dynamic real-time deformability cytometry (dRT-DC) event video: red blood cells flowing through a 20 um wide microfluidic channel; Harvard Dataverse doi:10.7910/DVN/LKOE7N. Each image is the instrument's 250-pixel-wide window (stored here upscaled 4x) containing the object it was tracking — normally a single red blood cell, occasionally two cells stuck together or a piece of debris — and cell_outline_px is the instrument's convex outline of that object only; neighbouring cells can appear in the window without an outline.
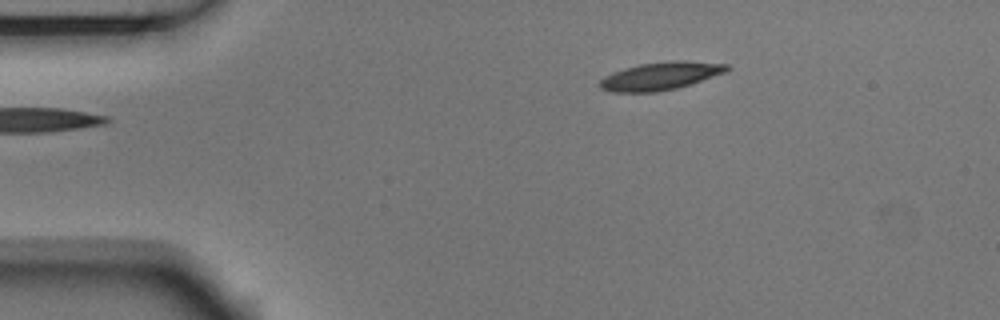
{"species": "Egyptian fruit bat (a non-hibernating species)", "species_latin": "Rousettus aegyptiacus", "temperature_condition": "room temperature", "stored_images_in_passage": 4, "camera_frame_rate_fps": 3000, "um_per_image_px": 0.085, "animal": {"sex": "male"}, "frame": {"image": 1, "passage_image": 1, "time_ms": 0.0, "image_size_px": [1000, 320], "cell_outline_px": [[732, 68], [728, 72], [692, 84], [676, 88], [656, 92], [612, 92], [600, 88], [600, 80], [604, 76], [624, 68], [640, 64], [668, 60], [688, 60], [732, 64]], "centroid_in_image_um": [56.25, 6.44], "position_along_channel_um": 28.8, "area_um2": 21.1}}
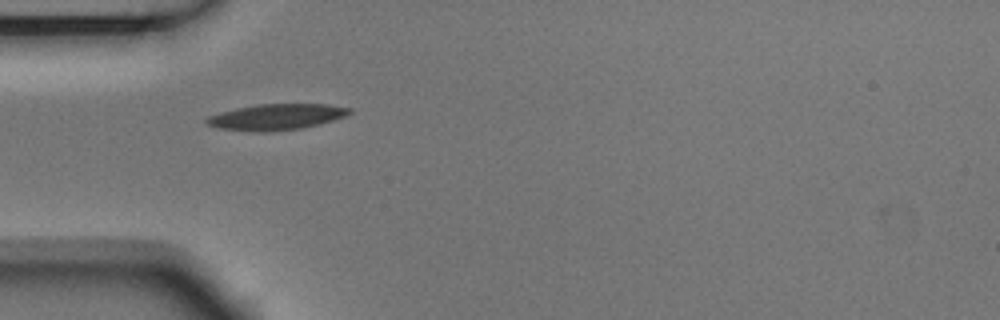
{"frame": {"image": 2, "passage_image": 3, "time_ms": 0.667, "image_size_px": [1000, 320], "cell_outline_px": [[352, 112], [344, 116], [332, 120], [300, 128], [268, 132], [252, 132], [220, 128], [204, 124], [204, 120], [208, 116], [220, 112], [236, 108], [260, 104], [328, 104], [352, 108]], "centroid_in_image_um": [23.44, 9.94], "position_along_channel_um": 61.6, "area_um2": 21.56}}
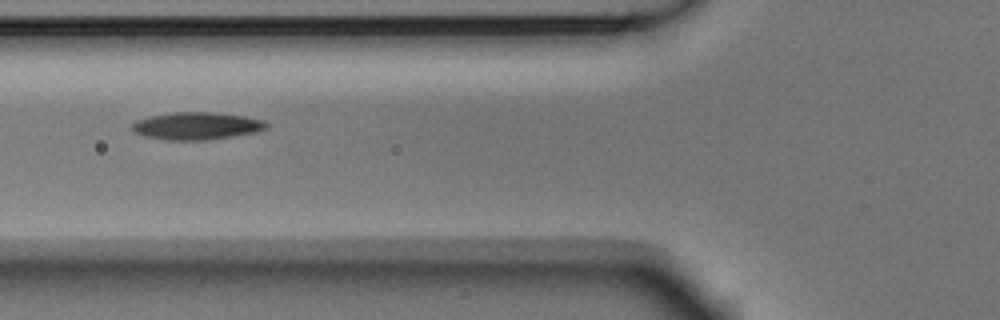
{"frame": {"image": 3, "passage_image": 4, "time_ms": 1.0, "image_size_px": [1000, 320], "cell_outline_px": [[268, 128], [256, 132], [232, 136], [204, 140], [168, 140], [144, 136], [132, 132], [132, 124], [136, 120], [148, 116], [172, 112], [212, 112], [244, 116], [264, 120], [268, 124]], "centroid_in_image_um": [16.69, 10.7], "position_along_channel_um": 109.1, "area_um2": 21.56}}